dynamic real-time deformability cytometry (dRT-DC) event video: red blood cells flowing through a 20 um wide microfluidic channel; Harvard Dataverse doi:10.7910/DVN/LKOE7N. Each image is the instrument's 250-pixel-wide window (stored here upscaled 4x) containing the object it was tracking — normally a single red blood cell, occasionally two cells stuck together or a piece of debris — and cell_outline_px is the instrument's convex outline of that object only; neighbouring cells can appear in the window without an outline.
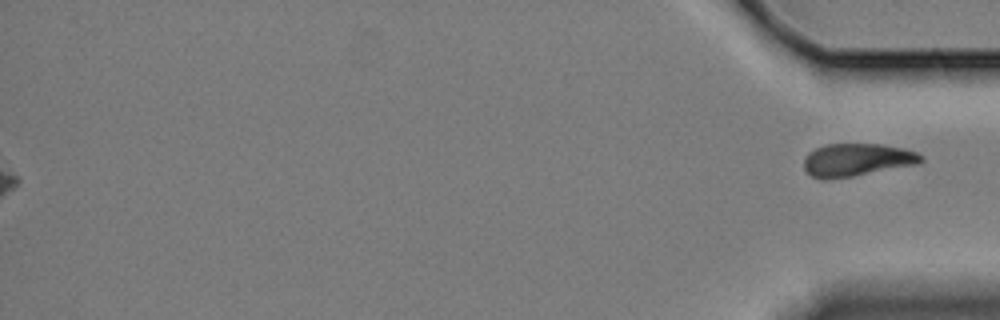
{"species": "Egyptian fruit bat (a non-hibernating species)", "species_latin": "Rousettus aegyptiacus", "temperature_condition": "cold", "stored_images_in_passage": 49, "segment_of_instrument_passage": [2, 2], "camera_frame_rate_fps": 3000, "um_per_image_px": 0.085, "animal": {"sex": "female"}, "frame": {"image": 1, "passage_image": 49, "time_ms": 16.0, "image_size_px": [1000, 320], "cell_outline_px": [[924, 160], [916, 164], [852, 176], [824, 180], [812, 176], [804, 168], [804, 160], [808, 152], [824, 144], [880, 144], [904, 148], [916, 152], [924, 156]], "centroid_in_image_um": [72.82, 13.58], "position_along_channel_um": 362.4, "area_um2": 22.25}}